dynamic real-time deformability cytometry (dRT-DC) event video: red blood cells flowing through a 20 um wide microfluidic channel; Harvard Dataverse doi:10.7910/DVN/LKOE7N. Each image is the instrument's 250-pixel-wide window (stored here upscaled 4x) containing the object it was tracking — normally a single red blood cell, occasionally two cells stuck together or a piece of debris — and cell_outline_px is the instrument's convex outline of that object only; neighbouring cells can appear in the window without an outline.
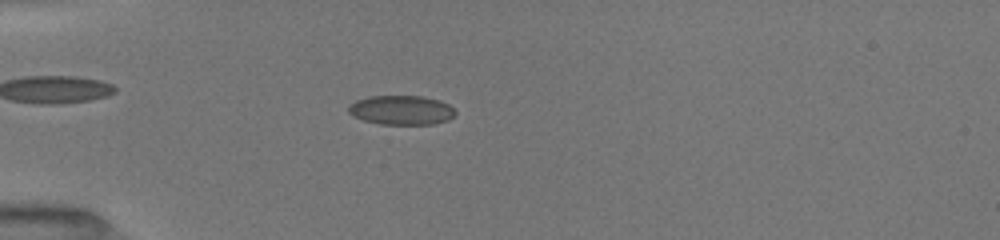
{"species": "common noctule bat (a hibernating species)", "species_latin": "Nyctalus noctula", "temperature_condition": "room temperature", "stored_images_in_passage": 86, "camera_frame_rate_fps": 3000, "um_per_image_px": 0.085, "animal": {"sex": "female", "body_mass_g": 19.5, "forearm_length_mm": 54.1}, "frame": {"image": 1, "passage_image": 31, "time_ms": 4.667, "image_size_px": [1000, 240], "cell_outline_px": [[456, 112], [448, 120], [432, 124], [380, 124], [364, 120], [348, 112], [348, 104], [356, 100], [368, 96], [420, 96], [440, 100], [448, 104]], "centroid_in_image_um": [34.1, 9.35], "position_along_channel_um": 50.9, "area_um2": 18.15}}
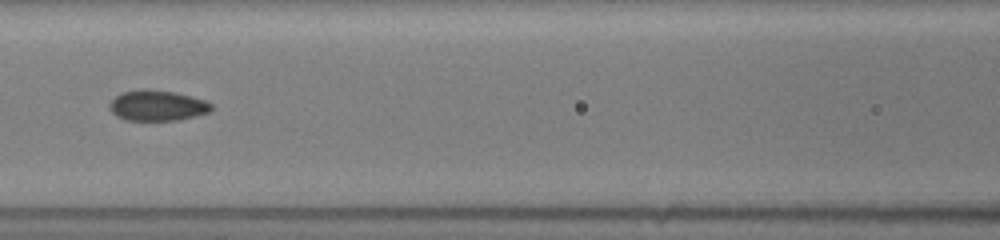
{"frame": {"image": 2, "passage_image": 51, "time_ms": 7.667, "image_size_px": [1000, 240], "cell_outline_px": [[212, 108], [208, 112], [196, 116], [180, 120], [124, 120], [116, 116], [108, 108], [108, 104], [116, 96], [124, 92], [144, 88], [148, 88], [172, 92], [204, 100], [212, 104]], "centroid_in_image_um": [13.33, 8.98], "position_along_channel_um": 153.3, "area_um2": 18.09}}
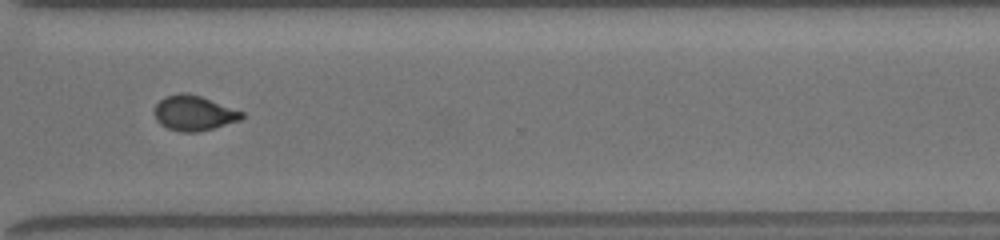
{"frame": {"image": 3, "passage_image": 85, "time_ms": 12.667, "image_size_px": [1000, 240], "cell_outline_px": [[244, 116], [240, 120], [212, 128], [196, 132], [180, 132], [168, 128], [160, 124], [156, 120], [156, 104], [164, 96], [180, 92], [188, 92], [200, 96], [244, 112]], "centroid_in_image_um": [16.47, 9.6], "position_along_channel_um": 354.1, "area_um2": 17.69}}